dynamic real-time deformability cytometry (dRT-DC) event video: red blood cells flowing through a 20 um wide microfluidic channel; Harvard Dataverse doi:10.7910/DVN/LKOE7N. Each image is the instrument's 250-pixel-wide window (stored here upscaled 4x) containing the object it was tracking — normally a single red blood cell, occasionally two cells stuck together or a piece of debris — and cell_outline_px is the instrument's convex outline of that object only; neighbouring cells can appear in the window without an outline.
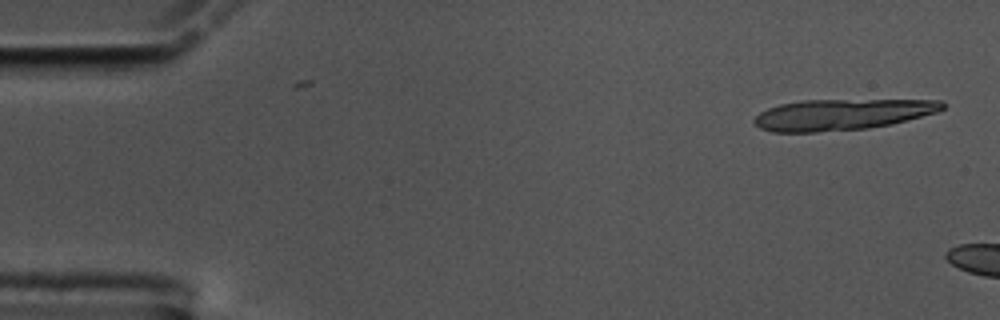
{"species": "common noctule bat (a hibernating species)", "species_latin": "Nyctalus noctula", "temperature_condition": "cold", "stored_images_in_passage": 3, "camera_frame_rate_fps": 3000, "um_per_image_px": 0.085, "animal": {"sex": "male", "body_mass_g": 17.5, "forearm_length_mm": 52.3}, "frame": {"image": 1, "passage_image": 1, "time_ms": 0.0, "image_size_px": [1000, 320], "cell_outline_px": [[944, 108], [936, 112], [892, 124], [868, 128], [816, 132], [772, 132], [760, 128], [752, 120], [760, 112], [768, 108], [780, 104], [800, 100], [944, 100]], "centroid_in_image_um": [71.55, 9.73], "position_along_channel_um": 13.5, "area_um2": 33.93}}